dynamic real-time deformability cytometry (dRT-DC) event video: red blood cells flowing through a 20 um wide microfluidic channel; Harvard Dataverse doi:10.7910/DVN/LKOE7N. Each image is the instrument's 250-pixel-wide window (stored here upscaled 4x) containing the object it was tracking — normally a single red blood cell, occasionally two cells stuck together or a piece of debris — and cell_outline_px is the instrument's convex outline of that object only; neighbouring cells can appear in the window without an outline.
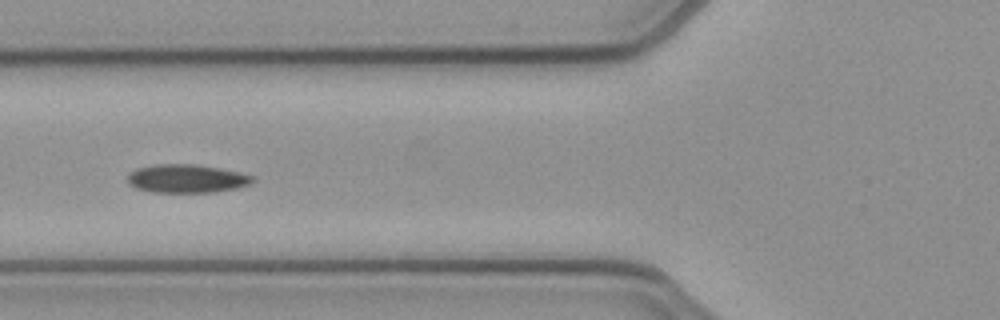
{"species": "common noctule bat (a hibernating species)", "species_latin": "Nyctalus noctula", "temperature_condition": "cold", "stored_images_in_passage": 52, "camera_frame_rate_fps": 3000, "um_per_image_px": 0.085, "animal": {"sex": "female", "body_mass_g": 21.9}, "frame": {"image": 1, "passage_image": 20, "time_ms": 6.333, "image_size_px": [1000, 320], "cell_outline_px": [[256, 180], [252, 184], [236, 188], [216, 192], [152, 192], [136, 188], [128, 184], [128, 176], [136, 168], [156, 164], [196, 164], [220, 168], [240, 172], [256, 176]], "centroid_in_image_um": [15.93, 15.18], "position_along_channel_um": 109.9, "area_um2": 20.92}}
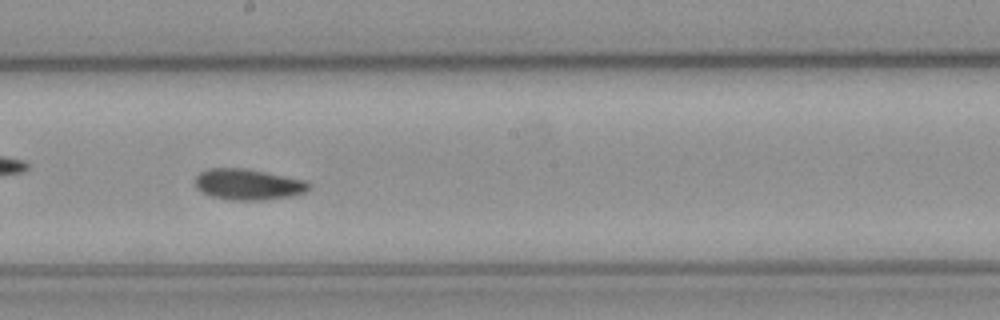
{"frame": {"image": 2, "passage_image": 29, "time_ms": 9.333, "image_size_px": [1000, 320], "cell_outline_px": [[312, 184], [308, 192], [292, 196], [264, 200], [232, 200], [208, 196], [200, 192], [196, 188], [196, 176], [200, 172], [208, 168], [244, 168], [304, 180]], "centroid_in_image_um": [21.09, 15.69], "position_along_channel_um": 227.1, "area_um2": 20.69}}
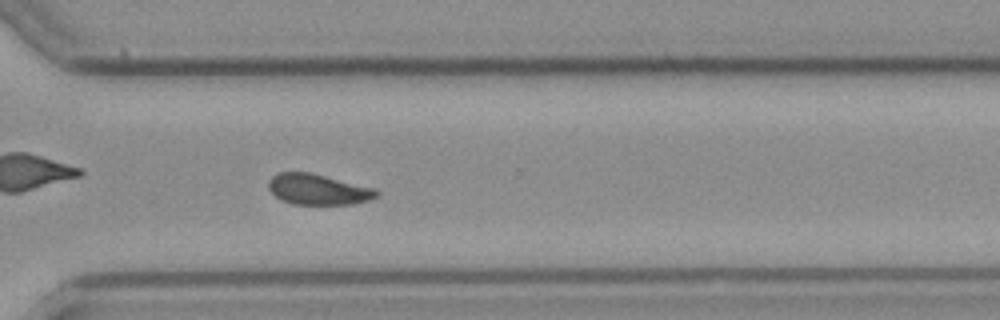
{"frame": {"image": 3, "passage_image": 38, "time_ms": 12.333, "image_size_px": [1000, 320], "cell_outline_px": [[380, 196], [368, 200], [352, 204], [292, 204], [280, 200], [268, 188], [268, 180], [272, 176], [280, 172], [308, 172], [376, 188], [380, 192]], "centroid_in_image_um": [27.05, 16.1], "position_along_channel_um": 343.6, "area_um2": 19.36}, "authors_computed_cell_mechanics": {"area_um2": 19.9121, "velocity_mm_per_s": 3.8904, "shape_relaxation_time_tau1_ms": 10.4896, "shape_relaxation_time_tau2_ms": 9.4001, "deformation_change_tau1": 0.1609, "deformation_change_tau2": 0.11}}